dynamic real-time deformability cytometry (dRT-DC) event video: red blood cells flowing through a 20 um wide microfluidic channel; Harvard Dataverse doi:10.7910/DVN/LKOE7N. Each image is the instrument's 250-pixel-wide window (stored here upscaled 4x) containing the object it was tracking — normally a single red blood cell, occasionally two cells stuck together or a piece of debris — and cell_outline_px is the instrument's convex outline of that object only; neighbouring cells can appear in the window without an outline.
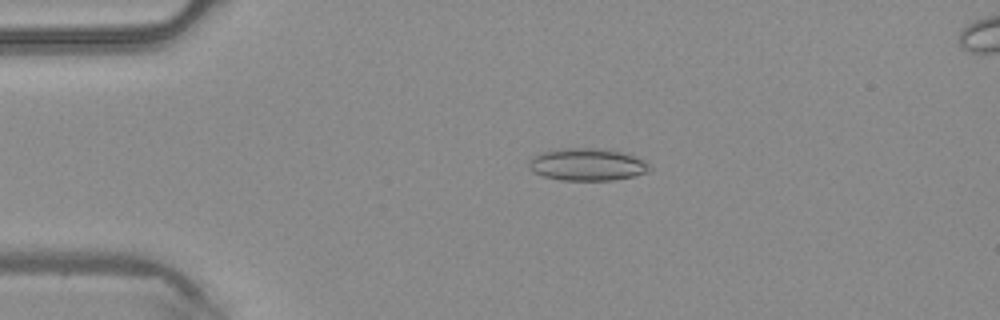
{"species": "common noctule bat (a hibernating species)", "species_latin": "Nyctalus noctula", "temperature_condition": "warm", "stored_images_in_passage": 46, "camera_frame_rate_fps": 3000, "um_per_image_px": 0.085, "animal": {"sex": "male", "body_mass_g": 20.4}, "frame": {"image": 1, "passage_image": 10, "time_ms": 3.0, "image_size_px": [1000, 320], "cell_outline_px": [[652, 168], [648, 172], [632, 176], [612, 180], [560, 180], [544, 176], [532, 172], [528, 168], [528, 160], [532, 156], [540, 152], [564, 148], [600, 148], [624, 152], [636, 156], [648, 164]], "centroid_in_image_um": [49.88, 13.97], "position_along_channel_um": 35.1, "area_um2": 22.95}}
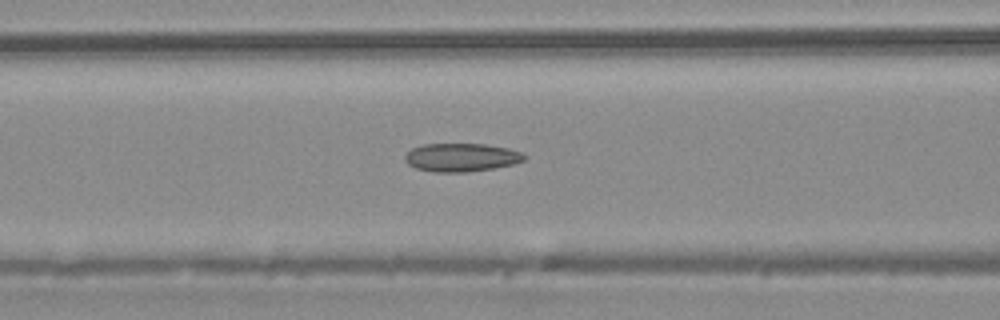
{"frame": {"image": 2, "passage_image": 19, "time_ms": 6.0, "image_size_px": [1000, 320], "cell_outline_px": [[528, 156], [524, 160], [512, 164], [492, 168], [468, 172], [432, 172], [416, 168], [408, 164], [404, 160], [404, 156], [412, 148], [420, 144], [484, 144], [508, 148], [524, 152]], "centroid_in_image_um": [39.21, 13.37], "position_along_channel_um": 127.4, "area_um2": 19.83}}
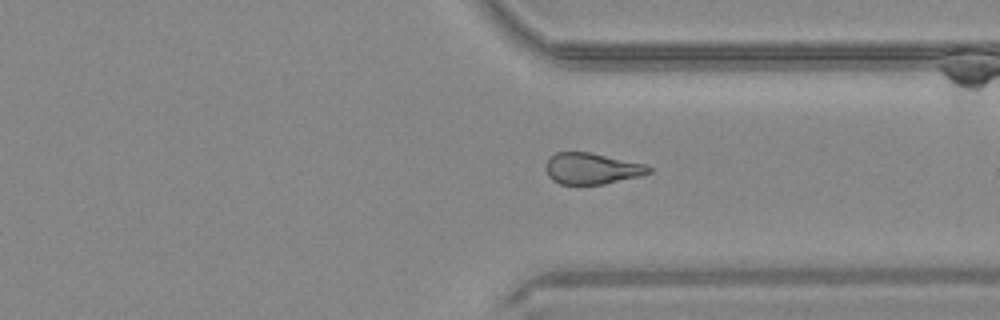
{"frame": {"image": 3, "passage_image": 35, "time_ms": 11.333, "image_size_px": [1000, 320], "cell_outline_px": [[652, 172], [640, 176], [604, 184], [560, 184], [552, 180], [548, 176], [544, 168], [544, 164], [548, 156], [556, 152], [588, 152], [644, 164], [652, 168]], "centroid_in_image_um": [50.24, 14.33], "position_along_channel_um": 361.2, "area_um2": 18.84}}